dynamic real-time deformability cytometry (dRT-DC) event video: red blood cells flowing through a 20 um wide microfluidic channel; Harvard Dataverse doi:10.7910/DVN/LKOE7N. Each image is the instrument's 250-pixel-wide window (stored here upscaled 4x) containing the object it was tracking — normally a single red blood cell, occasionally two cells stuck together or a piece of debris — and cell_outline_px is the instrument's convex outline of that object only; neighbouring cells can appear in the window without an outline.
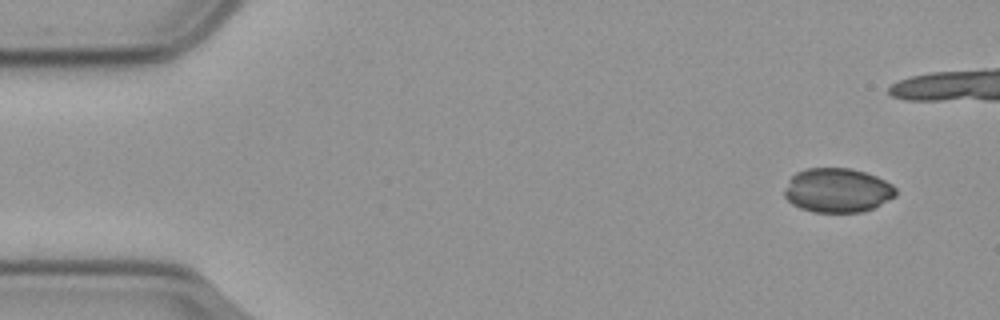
{"species": "common noctule bat (a hibernating species)", "species_latin": "Nyctalus noctula", "temperature_condition": "cold", "stored_images_in_passage": 42, "camera_frame_rate_fps": 3000, "um_per_image_px": 0.085, "animal": {"sex": "male", "body_mass_g": 23.1, "forearm_length_mm": 52.7}, "frame": {"image": 1, "passage_image": 1, "time_ms": 0.0, "image_size_px": [1000, 320], "cell_outline_px": [[896, 196], [864, 212], [812, 212], [800, 208], [792, 204], [784, 196], [784, 188], [792, 176], [796, 172], [804, 168], [852, 168], [876, 176], [892, 184], [896, 188]], "centroid_in_image_um": [71.16, 16.17], "position_along_channel_um": 13.8, "area_um2": 28.84}}